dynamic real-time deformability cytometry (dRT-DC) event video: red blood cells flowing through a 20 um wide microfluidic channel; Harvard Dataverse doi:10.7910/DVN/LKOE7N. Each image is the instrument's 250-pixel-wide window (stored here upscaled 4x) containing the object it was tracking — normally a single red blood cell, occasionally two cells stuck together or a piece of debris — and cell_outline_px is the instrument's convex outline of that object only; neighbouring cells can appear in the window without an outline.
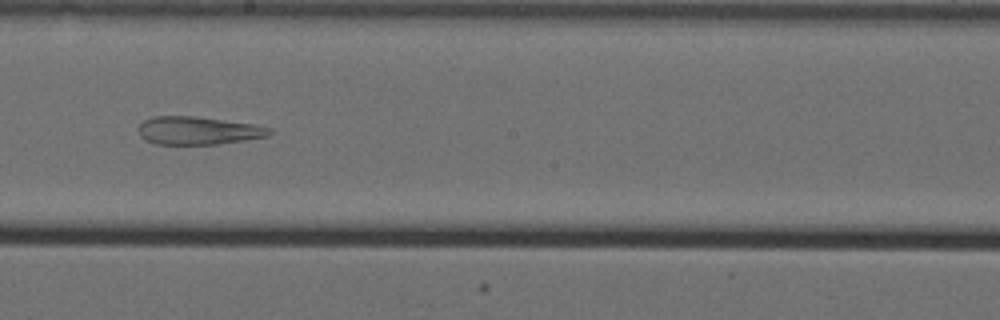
{"species": "Egyptian fruit bat (a non-hibernating species)", "species_latin": "Rousettus aegyptiacus", "temperature_condition": "cold", "stored_images_in_passage": 57, "camera_frame_rate_fps": 3000, "um_per_image_px": 0.085, "animal": {"sex": "female"}, "frame": {"image": 1, "passage_image": 35, "time_ms": 11.333, "image_size_px": [1000, 320], "cell_outline_px": [[272, 132], [268, 136], [244, 140], [216, 144], [156, 144], [144, 140], [140, 136], [140, 124], [144, 120], [152, 116], [196, 116], [252, 124], [272, 128]], "centroid_in_image_um": [16.83, 11.1], "position_along_channel_um": 231.4, "area_um2": 21.27}}
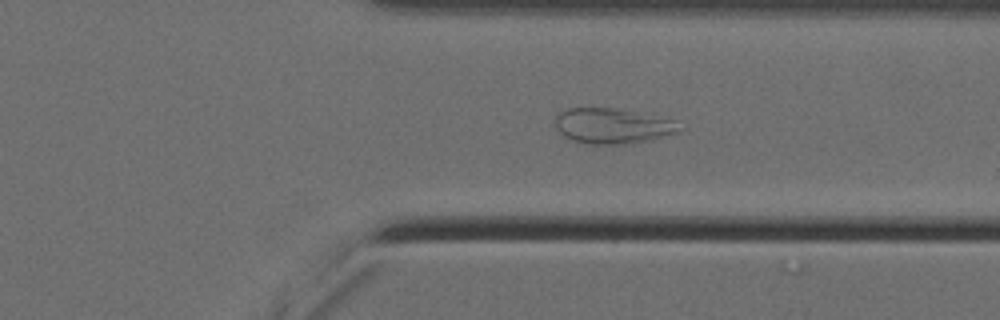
{"frame": {"image": 2, "passage_image": 46, "time_ms": 15.0, "image_size_px": [1000, 320], "cell_outline_px": [[688, 128], [680, 132], [628, 144], [588, 144], [572, 140], [564, 136], [556, 128], [556, 112], [568, 108], [612, 108], [636, 112], [680, 120]], "centroid_in_image_um": [52.15, 10.69], "position_along_channel_um": 359.2, "area_um2": 26.01}}
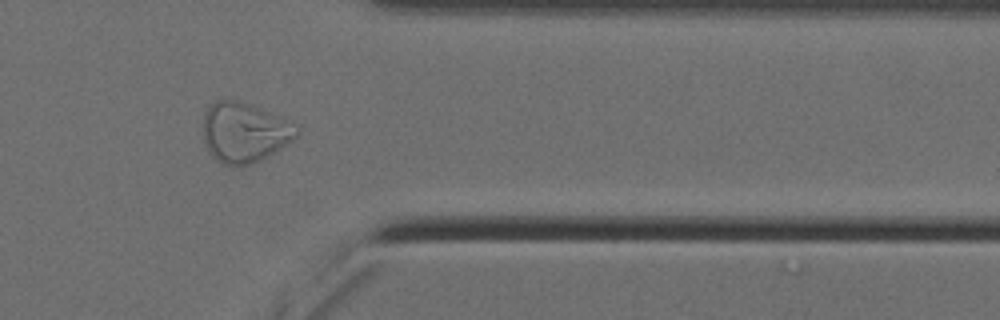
{"frame": {"image": 3, "passage_image": 49, "time_ms": 16.0, "image_size_px": [1000, 320], "cell_outline_px": [[300, 132], [292, 140], [280, 148], [260, 160], [248, 164], [232, 168], [216, 160], [208, 152], [204, 144], [204, 112], [216, 100], [236, 100], [260, 108], [280, 116], [300, 128]], "centroid_in_image_um": [20.75, 11.27], "position_along_channel_um": 390.6, "area_um2": 32.6}}